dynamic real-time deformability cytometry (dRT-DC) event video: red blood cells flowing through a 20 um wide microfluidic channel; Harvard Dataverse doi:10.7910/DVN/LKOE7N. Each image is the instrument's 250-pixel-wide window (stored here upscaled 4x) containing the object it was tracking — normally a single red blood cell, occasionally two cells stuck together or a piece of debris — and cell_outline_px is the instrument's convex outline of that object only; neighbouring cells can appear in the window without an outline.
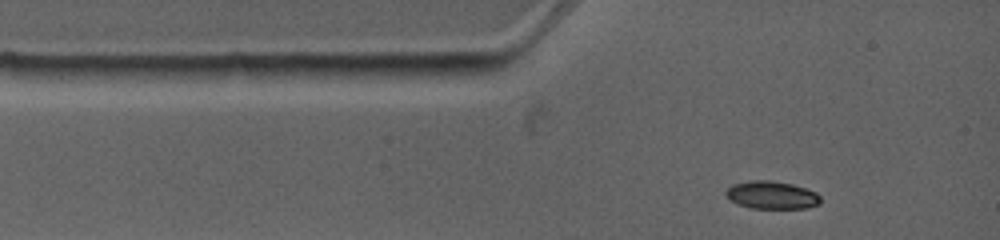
{"species": "common noctule bat (a hibernating species)", "species_latin": "Nyctalus noctula", "temperature_condition": "warm", "stored_images_in_passage": 5, "camera_frame_rate_fps": 4500, "um_per_image_px": 0.085, "animal": {"sex": "female", "body_mass_g": 19.0, "forearm_length_mm": 53.3}, "frame": {"image": 1, "passage_image": 1, "time_ms": 0.0, "image_size_px": [1000, 240], "cell_outline_px": [[820, 204], [808, 208], [752, 208], [736, 204], [724, 192], [732, 184], [752, 180], [768, 180], [792, 184], [816, 192], [820, 196]], "centroid_in_image_um": [65.6, 16.58], "position_along_channel_um": 19.4, "area_um2": 15.26}}
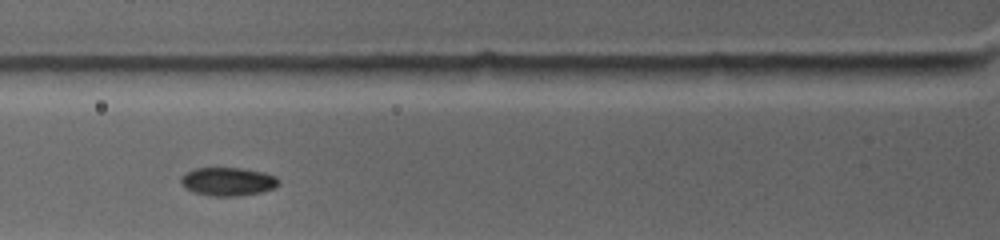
{"frame": {"image": 2, "passage_image": 4, "time_ms": 2.667, "image_size_px": [1000, 240], "cell_outline_px": [[280, 184], [276, 188], [260, 192], [236, 196], [212, 196], [192, 192], [184, 188], [180, 184], [180, 176], [196, 168], [240, 168], [264, 172], [276, 176], [280, 180]], "centroid_in_image_um": [19.37, 15.44], "position_along_channel_um": 106.4, "area_um2": 16.36}}
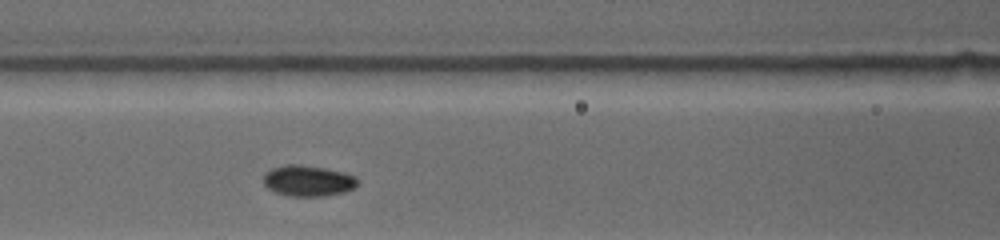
{"frame": {"image": 3, "passage_image": 5, "time_ms": 3.556, "image_size_px": [1000, 240], "cell_outline_px": [[356, 188], [348, 192], [324, 196], [288, 196], [276, 192], [268, 188], [264, 184], [264, 172], [272, 168], [288, 164], [300, 164], [324, 168], [356, 176]], "centroid_in_image_um": [26.18, 15.37], "position_along_channel_um": 140.4, "area_um2": 16.99}}